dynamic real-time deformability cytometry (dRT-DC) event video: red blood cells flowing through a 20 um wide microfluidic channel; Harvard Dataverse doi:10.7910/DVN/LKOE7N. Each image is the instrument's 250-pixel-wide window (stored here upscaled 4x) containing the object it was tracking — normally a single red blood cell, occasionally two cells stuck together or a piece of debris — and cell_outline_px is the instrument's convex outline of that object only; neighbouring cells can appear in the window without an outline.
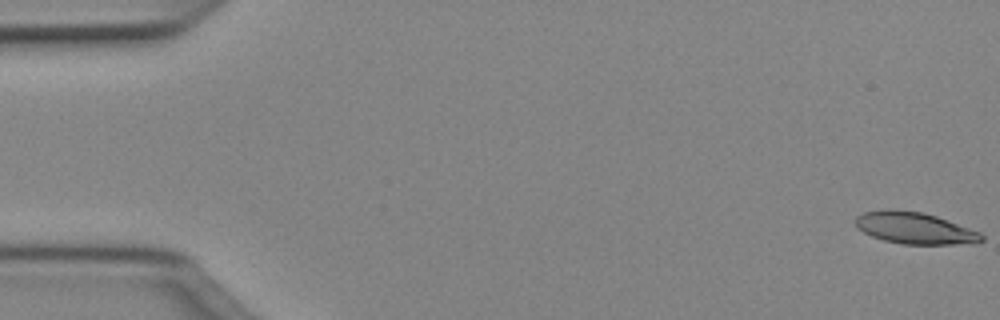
{"species": "Egyptian fruit bat (a non-hibernating species)", "species_latin": "Rousettus aegyptiacus", "temperature_condition": "cold", "stored_images_in_passage": 13, "camera_frame_rate_fps": 3000, "um_per_image_px": 0.085, "animal": {"sex": "female"}, "frame": {"image": 1, "passage_image": 1, "time_ms": 0.0, "image_size_px": [1000, 320], "cell_outline_px": [[984, 240], [976, 244], [904, 244], [884, 240], [872, 236], [856, 228], [852, 220], [856, 216], [864, 212], [896, 208], [924, 212], [936, 216], [980, 232], [984, 236]], "centroid_in_image_um": [77.74, 19.38], "position_along_channel_um": 7.3, "area_um2": 23.58}}